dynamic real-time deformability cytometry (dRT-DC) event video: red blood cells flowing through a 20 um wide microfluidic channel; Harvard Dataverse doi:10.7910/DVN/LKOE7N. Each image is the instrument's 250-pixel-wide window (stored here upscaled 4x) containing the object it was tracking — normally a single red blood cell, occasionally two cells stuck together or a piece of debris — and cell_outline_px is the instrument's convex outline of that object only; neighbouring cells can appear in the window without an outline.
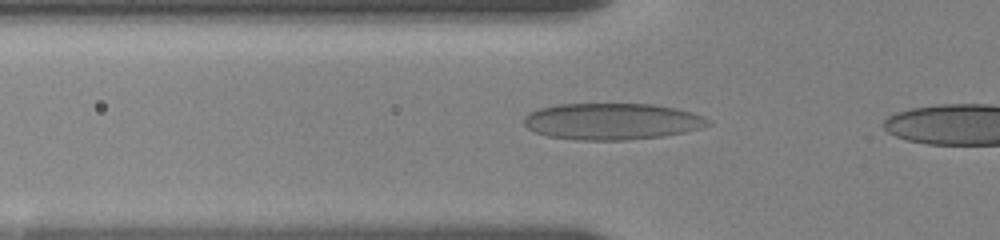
{"species": "human", "species_latin": "Homo sapiens", "temperature_condition": "room temperature", "stored_images_in_passage": 7, "camera_frame_rate_fps": 3000, "um_per_image_px": 0.085, "donor": {"sex": "female"}, "frame": {"image": 1, "passage_image": 5, "time_ms": 1.333, "image_size_px": [1000, 240], "cell_outline_px": [[712, 124], [700, 128], [684, 132], [664, 136], [628, 140], [576, 140], [548, 136], [536, 132], [528, 128], [524, 124], [524, 116], [528, 112], [540, 108], [560, 104], [652, 104], [676, 108], [692, 112], [704, 116], [712, 120]], "centroid_in_image_um": [52.05, 10.32], "position_along_channel_um": 73.8, "area_um2": 39.42}}